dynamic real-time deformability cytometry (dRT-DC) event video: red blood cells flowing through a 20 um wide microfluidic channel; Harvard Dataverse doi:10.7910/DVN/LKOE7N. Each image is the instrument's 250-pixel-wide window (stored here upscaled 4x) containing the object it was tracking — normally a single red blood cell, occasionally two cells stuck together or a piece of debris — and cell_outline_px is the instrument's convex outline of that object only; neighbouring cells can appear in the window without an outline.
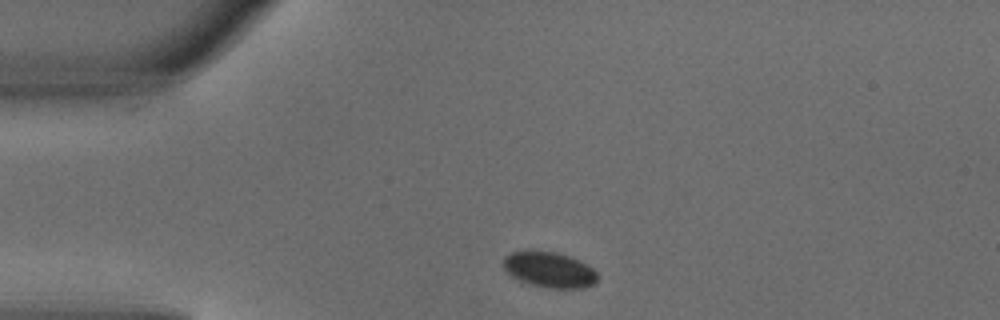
{"species": "common noctule bat (a hibernating species)", "species_latin": "Nyctalus noctula", "temperature_condition": "warm", "stored_images_in_passage": 2, "camera_frame_rate_fps": 3000, "um_per_image_px": 0.085, "animal": {"sex": "male", "body_mass_g": 18.8}, "frame": {"image": 1, "passage_image": 1, "time_ms": 0.0, "image_size_px": [1000, 320], "cell_outline_px": [[596, 280], [592, 284], [584, 288], [548, 288], [532, 284], [520, 280], [512, 276], [504, 268], [504, 256], [512, 252], [556, 252], [580, 260], [588, 264], [596, 272]], "centroid_in_image_um": [46.72, 22.93], "position_along_channel_um": 38.3, "area_um2": 19.07}}